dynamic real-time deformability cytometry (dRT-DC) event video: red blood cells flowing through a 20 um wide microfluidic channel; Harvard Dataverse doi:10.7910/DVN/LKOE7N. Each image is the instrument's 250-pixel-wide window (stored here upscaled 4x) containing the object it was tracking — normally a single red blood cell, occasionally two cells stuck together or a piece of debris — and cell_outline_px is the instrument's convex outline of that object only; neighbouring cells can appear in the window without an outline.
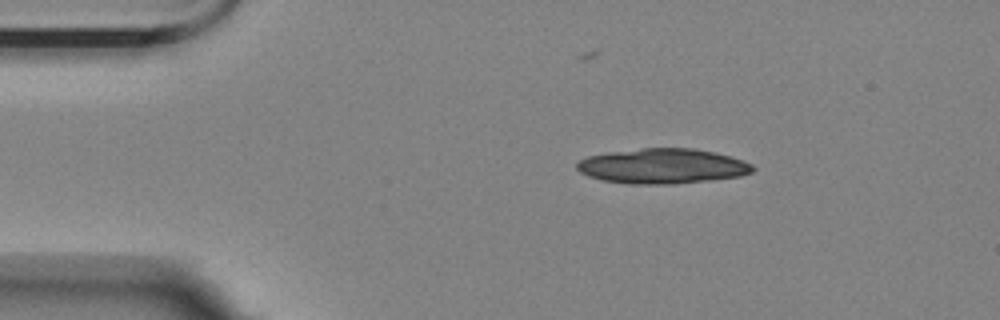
{"species": "Egyptian fruit bat (a non-hibernating species)", "species_latin": "Rousettus aegyptiacus", "temperature_condition": "room temperature", "stored_images_in_passage": 5, "camera_frame_rate_fps": 3000, "um_per_image_px": 0.085, "animal": {"sex": "female"}, "frame": {"image": 1, "passage_image": 1, "time_ms": 0.0, "image_size_px": [1000, 320], "cell_outline_px": [[756, 168], [752, 172], [740, 176], [712, 180], [672, 184], [628, 184], [600, 180], [588, 176], [580, 172], [576, 168], [576, 164], [580, 160], [588, 156], [608, 152], [640, 148], [692, 148], [712, 152], [728, 156], [752, 164]], "centroid_in_image_um": [56.27, 14.13], "position_along_channel_um": 28.7, "area_um2": 35.95}}